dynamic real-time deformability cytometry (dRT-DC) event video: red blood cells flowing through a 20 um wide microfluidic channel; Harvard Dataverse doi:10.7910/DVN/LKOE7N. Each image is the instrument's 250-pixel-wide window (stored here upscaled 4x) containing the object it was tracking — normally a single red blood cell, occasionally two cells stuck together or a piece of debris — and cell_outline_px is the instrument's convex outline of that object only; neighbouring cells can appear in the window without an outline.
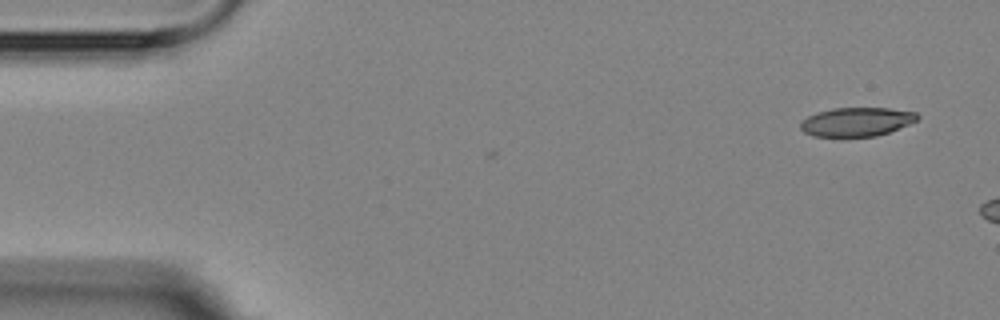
{"species": "Egyptian fruit bat (a non-hibernating species)", "species_latin": "Rousettus aegyptiacus", "temperature_condition": "room temperature", "stored_images_in_passage": 3, "camera_frame_rate_fps": 3000, "um_per_image_px": 0.085, "animal": {"sex": "female"}, "frame": {"image": 1, "passage_image": 1, "time_ms": 0.0, "image_size_px": [1000, 320], "cell_outline_px": [[920, 116], [916, 120], [908, 124], [888, 132], [876, 136], [812, 136], [804, 132], [800, 128], [800, 120], [816, 112], [832, 108], [888, 108], [916, 112]], "centroid_in_image_um": [72.77, 10.34], "position_along_channel_um": 12.2, "area_um2": 19.59}}